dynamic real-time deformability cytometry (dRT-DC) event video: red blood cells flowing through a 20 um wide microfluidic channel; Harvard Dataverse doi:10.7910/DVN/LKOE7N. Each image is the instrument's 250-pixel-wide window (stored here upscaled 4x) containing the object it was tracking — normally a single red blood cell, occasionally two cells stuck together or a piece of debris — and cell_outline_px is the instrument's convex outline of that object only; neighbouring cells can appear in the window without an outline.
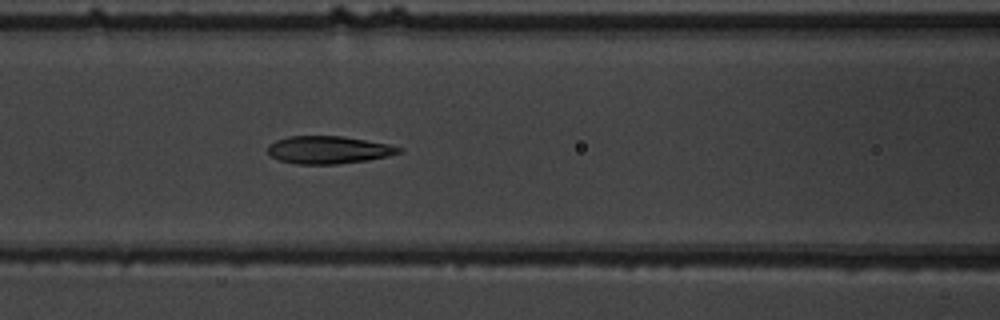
{"species": "common noctule bat (a hibernating species)", "species_latin": "Nyctalus noctula", "temperature_condition": "warm", "stored_images_in_passage": 6, "camera_frame_rate_fps": 3000, "um_per_image_px": 0.085, "animal": {"sex": "male", "body_mass_g": 19.5, "forearm_length_mm": 54.6}, "frame": {"image": 1, "passage_image": 6, "time_ms": 5.667, "image_size_px": [1000, 320], "cell_outline_px": [[404, 152], [388, 156], [368, 160], [336, 164], [296, 164], [280, 160], [272, 156], [268, 152], [268, 144], [276, 140], [288, 136], [344, 136], [388, 144], [404, 148]], "centroid_in_image_um": [27.96, 12.73], "position_along_channel_um": 138.6, "area_um2": 21.21}}